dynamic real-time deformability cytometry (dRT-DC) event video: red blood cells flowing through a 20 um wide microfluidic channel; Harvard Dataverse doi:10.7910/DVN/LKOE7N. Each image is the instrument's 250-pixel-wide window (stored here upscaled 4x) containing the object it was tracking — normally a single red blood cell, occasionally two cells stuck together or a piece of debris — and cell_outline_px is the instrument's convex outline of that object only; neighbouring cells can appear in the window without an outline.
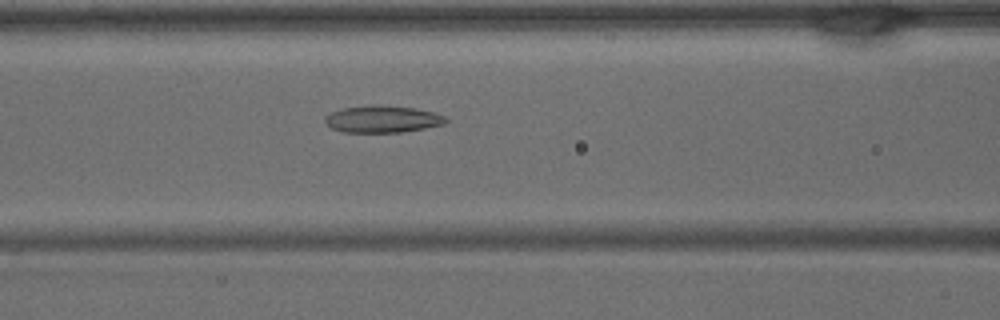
{"species": "common noctule bat (a hibernating species)", "species_latin": "Nyctalus noctula", "temperature_condition": "warm", "stored_images_in_passage": 34, "camera_frame_rate_fps": 3000, "um_per_image_px": 0.085, "animal": {"sex": "male", "body_mass_g": 15.6}, "frame": {"image": 1, "passage_image": 11, "time_ms": 3.333, "image_size_px": [1000, 320], "cell_outline_px": [[448, 120], [444, 124], [424, 128], [400, 132], [344, 132], [332, 128], [324, 124], [324, 116], [332, 112], [344, 108], [416, 108], [432, 112], [444, 116]], "centroid_in_image_um": [32.49, 10.18], "position_along_channel_um": 134.1, "area_um2": 17.92}}
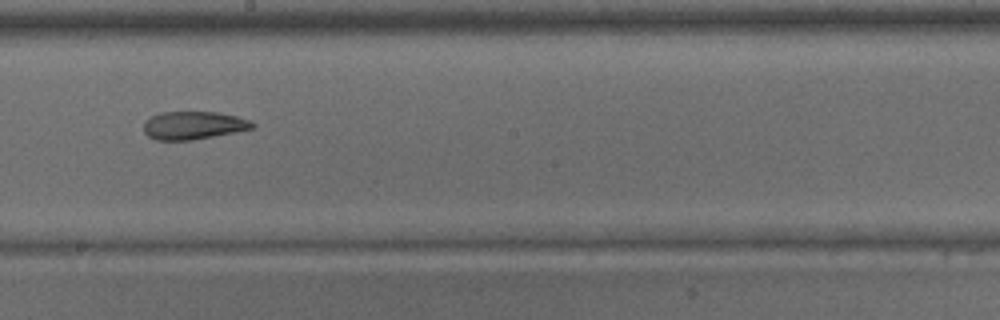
{"frame": {"image": 2, "passage_image": 17, "time_ms": 5.333, "image_size_px": [1000, 320], "cell_outline_px": [[256, 124], [252, 128], [236, 132], [192, 140], [156, 140], [148, 136], [144, 132], [144, 120], [160, 112], [220, 112], [252, 120]], "centroid_in_image_um": [16.45, 10.65], "position_along_channel_um": 231.8, "area_um2": 17.86}}
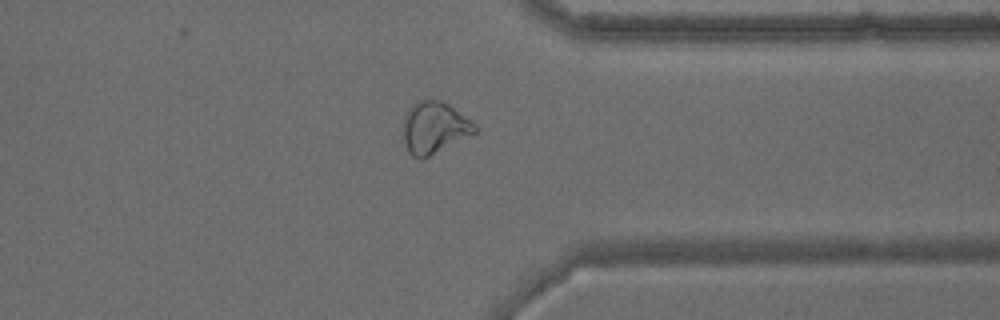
{"frame": {"image": 3, "passage_image": 26, "time_ms": 8.333, "image_size_px": [1000, 320], "cell_outline_px": [[476, 132], [428, 156], [412, 156], [408, 152], [404, 140], [404, 120], [408, 108], [416, 100], [440, 100], [448, 104], [476, 124]], "centroid_in_image_um": [36.9, 10.81], "position_along_channel_um": 374.5, "area_um2": 21.04}}